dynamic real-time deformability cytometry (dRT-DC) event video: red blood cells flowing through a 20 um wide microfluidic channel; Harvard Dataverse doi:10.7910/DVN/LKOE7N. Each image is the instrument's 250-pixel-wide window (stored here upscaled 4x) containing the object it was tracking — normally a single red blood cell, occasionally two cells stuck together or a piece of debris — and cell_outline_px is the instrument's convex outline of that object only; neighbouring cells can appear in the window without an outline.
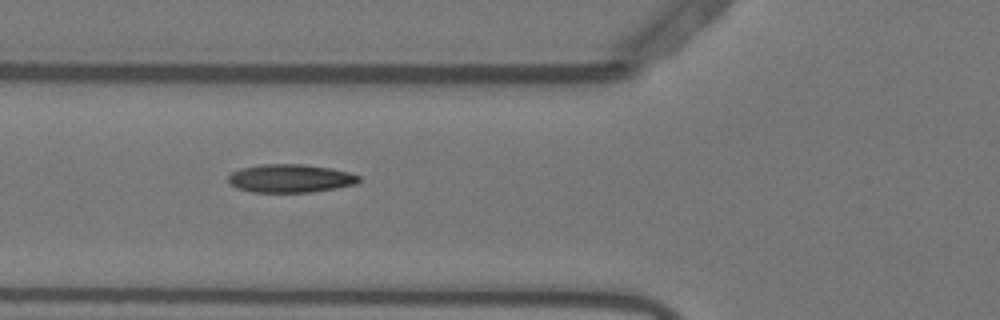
{"species": "Egyptian fruit bat (a non-hibernating species)", "species_latin": "Rousettus aegyptiacus", "temperature_condition": "warm", "stored_images_in_passage": 56, "camera_frame_rate_fps": 3000, "um_per_image_px": 0.085, "animal": {"sex": "female"}, "frame": {"image": 1, "passage_image": 21, "time_ms": 6.667, "image_size_px": [1000, 320], "cell_outline_px": [[360, 180], [356, 184], [312, 192], [252, 192], [236, 188], [228, 180], [228, 176], [232, 172], [240, 168], [260, 164], [304, 164], [332, 168], [348, 172], [360, 176]], "centroid_in_image_um": [24.67, 15.15], "position_along_channel_um": 101.1, "area_um2": 21.56}}
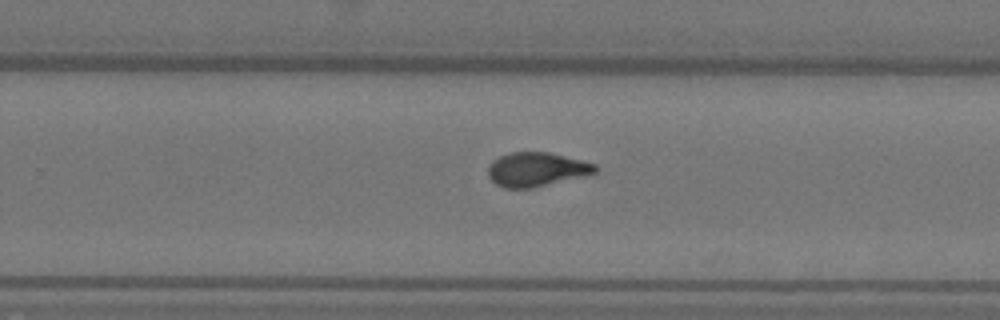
{"frame": {"image": 2, "passage_image": 36, "time_ms": 11.667, "image_size_px": [1000, 320], "cell_outline_px": [[596, 172], [532, 188], [504, 188], [496, 184], [488, 176], [488, 164], [492, 160], [508, 152], [548, 152], [596, 164]], "centroid_in_image_um": [45.52, 14.39], "position_along_channel_um": 284.3, "area_um2": 20.98}}
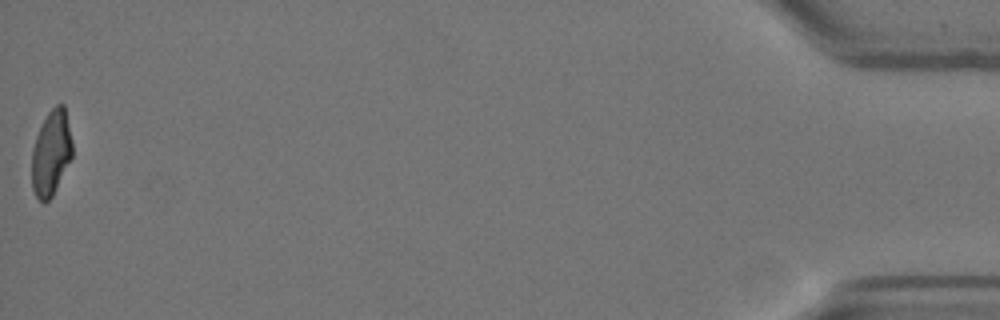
{"frame": {"image": 3, "passage_image": 56, "time_ms": 18.333, "image_size_px": [1000, 320], "cell_outline_px": [[72, 156], [52, 196], [48, 200], [40, 200], [36, 196], [32, 188], [32, 148], [36, 136], [48, 112], [56, 104], [64, 104], [72, 140]], "centroid_in_image_um": [4.34, 12.97], "position_along_channel_um": 430.9, "area_um2": 19.83}, "authors_computed_cell_mechanics": {"area_um2": 21.0103, "velocity_mm_per_s": 3.6607, "shape_relaxation_time_tau1_ms": 6.6551, "shape_relaxation_time_tau2_ms": 1.2057, "deformation_change_tau1": 0.2207, "deformation_change_tau2": 0.0804}}